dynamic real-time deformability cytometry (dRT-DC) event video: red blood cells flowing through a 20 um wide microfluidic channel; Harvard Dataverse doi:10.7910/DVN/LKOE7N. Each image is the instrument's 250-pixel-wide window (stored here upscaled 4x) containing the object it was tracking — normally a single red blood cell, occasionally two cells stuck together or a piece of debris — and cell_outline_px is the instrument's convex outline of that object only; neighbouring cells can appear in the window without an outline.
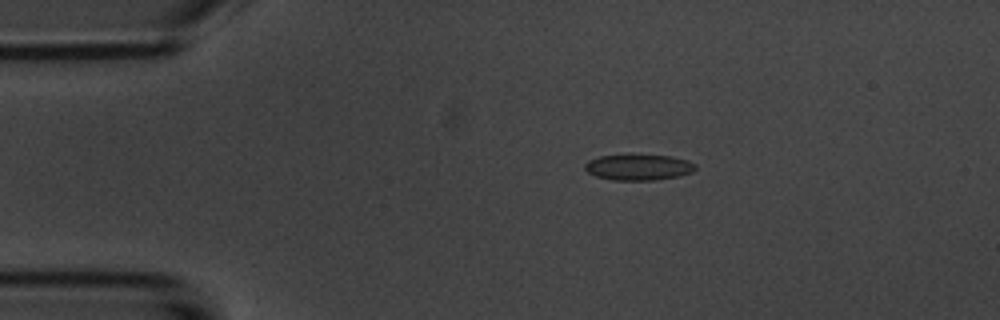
{"species": "common noctule bat (a hibernating species)", "species_latin": "Nyctalus noctula", "temperature_condition": "room temperature", "stored_images_in_passage": 5, "camera_frame_rate_fps": 3000, "um_per_image_px": 0.085, "animal": {"sex": "male", "body_mass_g": 20.1, "forearm_length_mm": 53.5}, "frame": {"image": 1, "passage_image": 3, "time_ms": 3.0, "image_size_px": [1000, 320], "cell_outline_px": [[696, 168], [692, 172], [676, 176], [656, 180], [612, 180], [596, 176], [588, 172], [584, 168], [584, 164], [588, 160], [600, 156], [672, 156], [688, 160], [696, 164]], "centroid_in_image_um": [54.27, 14.23], "position_along_channel_um": 30.7, "area_um2": 16.36}}
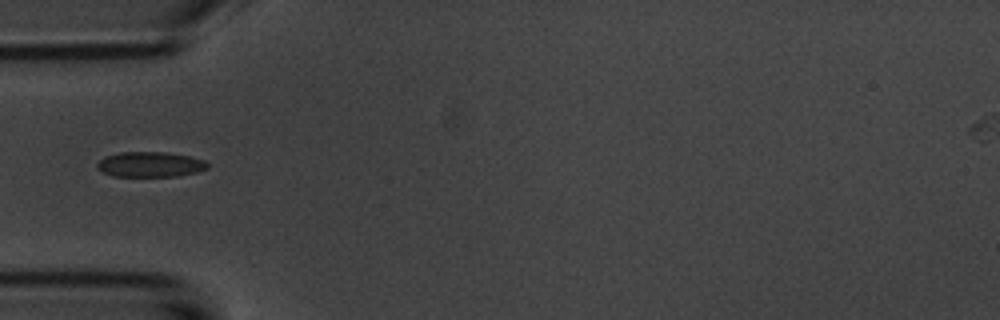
{"frame": {"image": 2, "passage_image": 5, "time_ms": 5.333, "image_size_px": [1000, 320], "cell_outline_px": [[208, 168], [196, 172], [176, 176], [112, 176], [96, 168], [96, 164], [104, 156], [120, 152], [164, 152], [188, 156], [204, 160], [208, 164]], "centroid_in_image_um": [12.73, 13.97], "position_along_channel_um": 72.3, "area_um2": 16.13}}